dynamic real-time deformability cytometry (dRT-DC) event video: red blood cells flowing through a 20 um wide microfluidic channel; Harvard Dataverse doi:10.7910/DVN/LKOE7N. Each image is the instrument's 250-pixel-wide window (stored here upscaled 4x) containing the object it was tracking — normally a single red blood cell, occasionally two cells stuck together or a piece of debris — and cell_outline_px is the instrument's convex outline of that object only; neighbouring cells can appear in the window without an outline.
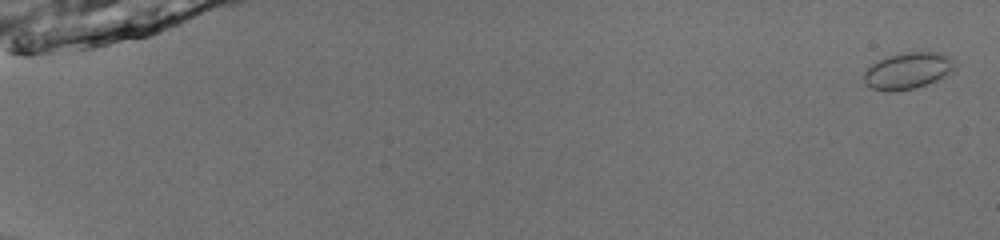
{"species": "common noctule bat (a hibernating species)", "species_latin": "Nyctalus noctula", "temperature_condition": "room temperature", "stored_images_in_passage": 54, "camera_frame_rate_fps": 3000, "um_per_image_px": 0.085, "animal": {"sex": "male", "body_mass_g": 13.0, "forearm_length_mm": 53.1}, "frame": {"image": 1, "passage_image": 2, "time_ms": 0.333, "image_size_px": [1000, 240], "cell_outline_px": [[956, 68], [936, 80], [916, 88], [892, 92], [884, 92], [872, 88], [864, 84], [864, 72], [872, 64], [888, 56], [908, 52], [936, 52], [948, 56], [956, 64]], "centroid_in_image_um": [77.13, 6.03], "position_along_channel_um": 7.9, "area_um2": 19.19}}
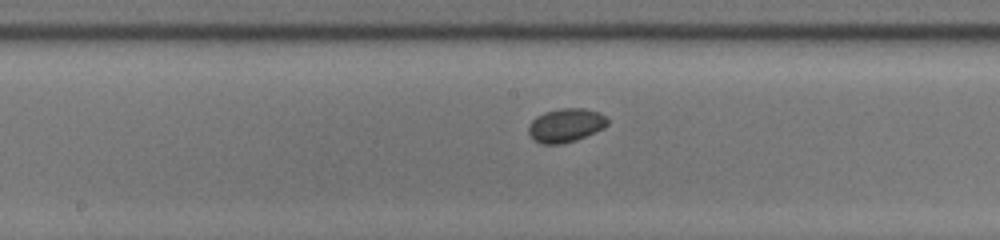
{"frame": {"image": 2, "passage_image": 31, "time_ms": 10.0, "image_size_px": [1000, 240], "cell_outline_px": [[608, 124], [604, 128], [576, 140], [560, 144], [540, 144], [532, 140], [528, 132], [528, 128], [532, 120], [536, 116], [544, 112], [560, 108], [584, 108], [600, 112], [608, 120]], "centroid_in_image_um": [48.07, 10.65], "position_along_channel_um": 200.1, "area_um2": 15.66}}
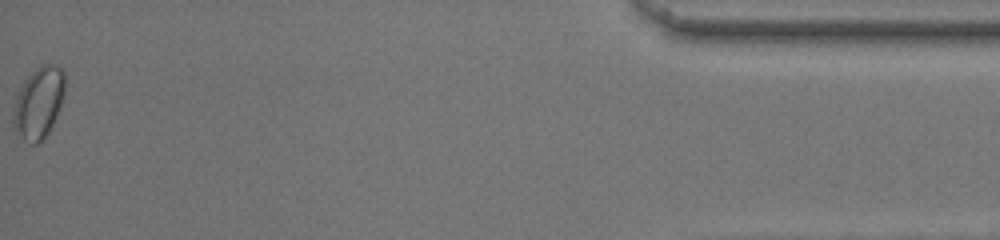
{"frame": {"image": 3, "passage_image": 54, "time_ms": 17.667, "image_size_px": [1000, 240], "cell_outline_px": [[64, 92], [56, 116], [48, 132], [36, 144], [32, 144], [24, 140], [12, 128], [12, 108], [20, 88], [24, 80], [40, 64], [56, 64], [64, 72]], "centroid_in_image_um": [3.25, 8.72], "position_along_channel_um": 432.0, "area_um2": 21.39}, "authors_computed_cell_mechanics": {"area_um2": 15.606, "velocity_mm_per_s": 3.9938, "shape_relaxation_time_tau1_ms": 2.6135, "shape_relaxation_time_tau2_ms": null, "deformation_change_tau1": 0.029, "deformation_change_tau2": null}}